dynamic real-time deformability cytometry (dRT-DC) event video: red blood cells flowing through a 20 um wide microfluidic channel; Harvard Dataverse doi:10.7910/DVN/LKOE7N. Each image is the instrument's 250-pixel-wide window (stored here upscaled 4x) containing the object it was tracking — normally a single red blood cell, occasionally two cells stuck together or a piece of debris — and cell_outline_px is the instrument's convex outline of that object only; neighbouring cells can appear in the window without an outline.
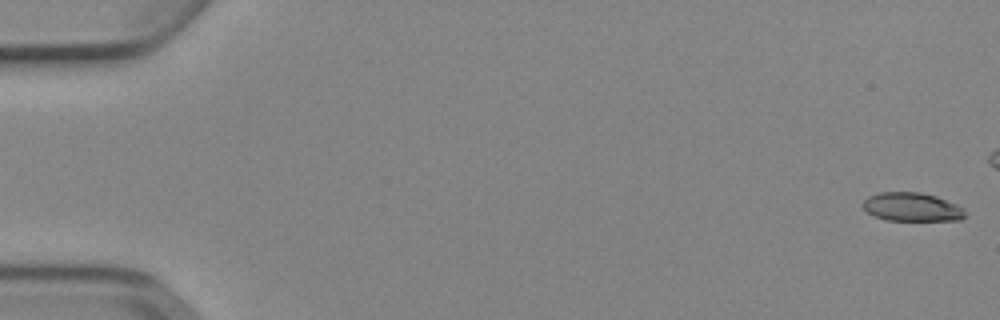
{"species": "Egyptian fruit bat (a non-hibernating species)", "species_latin": "Rousettus aegyptiacus", "temperature_condition": "cold", "stored_images_in_passage": 46, "camera_frame_rate_fps": 3000, "um_per_image_px": 0.085, "animal": {"sex": "female"}, "frame": {"image": 1, "passage_image": 1, "time_ms": 0.0, "image_size_px": [1000, 320], "cell_outline_px": [[964, 216], [960, 220], [888, 220], [876, 216], [868, 212], [860, 204], [868, 196], [880, 192], [920, 192], [936, 196], [956, 204], [964, 208]], "centroid_in_image_um": [77.5, 17.58], "position_along_channel_um": 7.5, "area_um2": 16.94}}
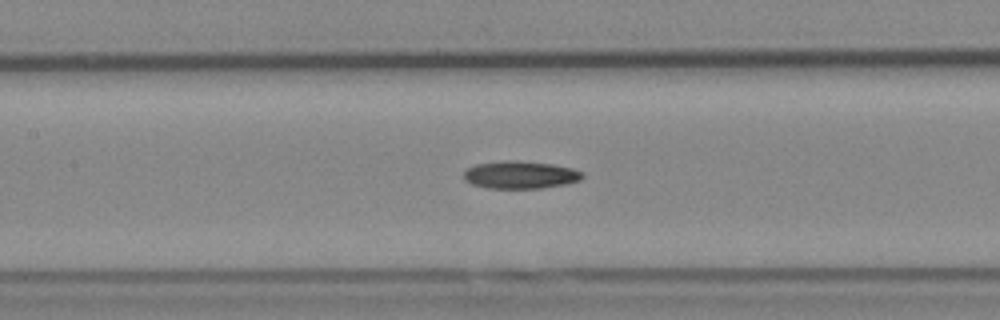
{"frame": {"image": 2, "passage_image": 25, "time_ms": 8.0, "image_size_px": [1000, 320], "cell_outline_px": [[584, 176], [580, 180], [564, 184], [540, 188], [488, 188], [472, 184], [464, 180], [464, 172], [468, 168], [476, 164], [504, 160], [516, 160], [552, 164], [572, 168], [584, 172]], "centroid_in_image_um": [44.23, 14.85], "position_along_channel_um": 163.2, "area_um2": 19.07}}
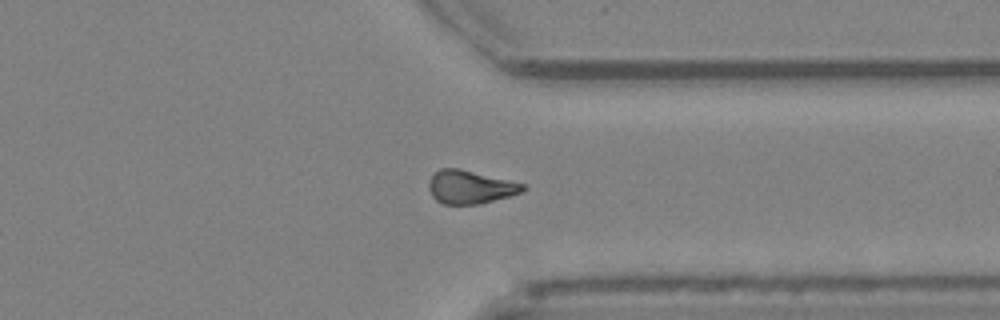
{"frame": {"image": 3, "passage_image": 41, "time_ms": 13.333, "image_size_px": [1000, 320], "cell_outline_px": [[528, 188], [524, 192], [480, 204], [444, 204], [436, 200], [432, 196], [428, 188], [428, 184], [432, 176], [440, 168], [460, 168], [524, 184]], "centroid_in_image_um": [39.98, 15.9], "position_along_channel_um": 371.4, "area_um2": 18.26}}